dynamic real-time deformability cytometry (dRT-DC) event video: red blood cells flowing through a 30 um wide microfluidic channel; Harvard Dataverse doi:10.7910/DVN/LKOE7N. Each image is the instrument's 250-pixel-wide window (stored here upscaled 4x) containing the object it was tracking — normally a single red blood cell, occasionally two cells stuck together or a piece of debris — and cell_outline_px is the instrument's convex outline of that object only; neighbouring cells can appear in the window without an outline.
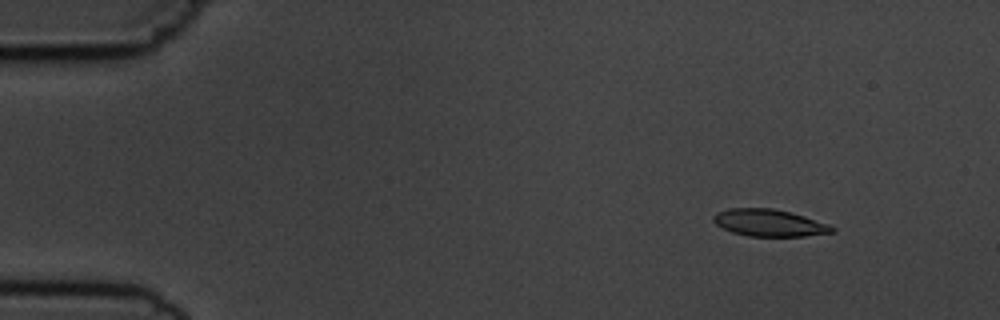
{"species": "common noctule bat (a hibernating species)", "species_latin": "Nyctalus noctula", "temperature_condition": "cold", "stored_images_in_passage": 5, "camera_frame_rate_fps": 3000, "um_per_image_px": 0.085, "animal": {"sex": "male", "body_mass_g": 19.5, "forearm_length_mm": 54.6}, "frame": {"image": 1, "passage_image": 2, "time_ms": 1.333, "image_size_px": [1000, 320], "cell_outline_px": [[836, 232], [804, 236], [748, 236], [732, 232], [716, 224], [712, 220], [712, 216], [716, 212], [728, 208], [772, 208], [804, 216], [828, 224], [836, 228]], "centroid_in_image_um": [65.37, 18.94], "position_along_channel_um": 19.6, "area_um2": 18.67}}
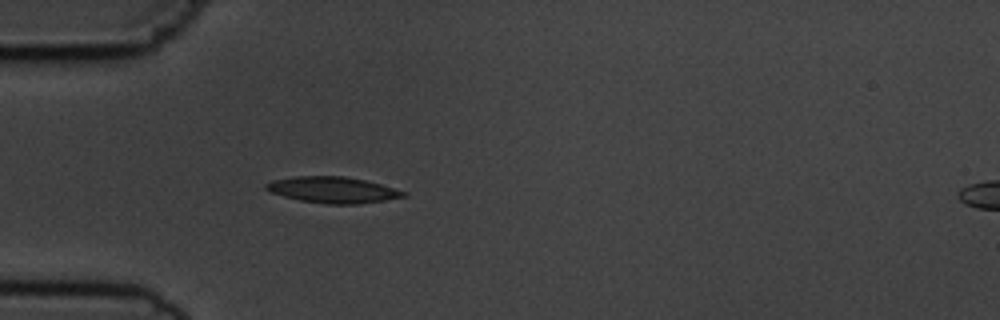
{"frame": {"image": 2, "passage_image": 5, "time_ms": 4.667, "image_size_px": [1000, 320], "cell_outline_px": [[408, 196], [384, 200], [356, 204], [328, 204], [300, 200], [268, 192], [264, 188], [264, 184], [272, 180], [296, 176], [344, 176], [364, 180], [380, 184], [408, 192]], "centroid_in_image_um": [28.27, 16.13], "position_along_channel_um": 56.7, "area_um2": 20.92}}